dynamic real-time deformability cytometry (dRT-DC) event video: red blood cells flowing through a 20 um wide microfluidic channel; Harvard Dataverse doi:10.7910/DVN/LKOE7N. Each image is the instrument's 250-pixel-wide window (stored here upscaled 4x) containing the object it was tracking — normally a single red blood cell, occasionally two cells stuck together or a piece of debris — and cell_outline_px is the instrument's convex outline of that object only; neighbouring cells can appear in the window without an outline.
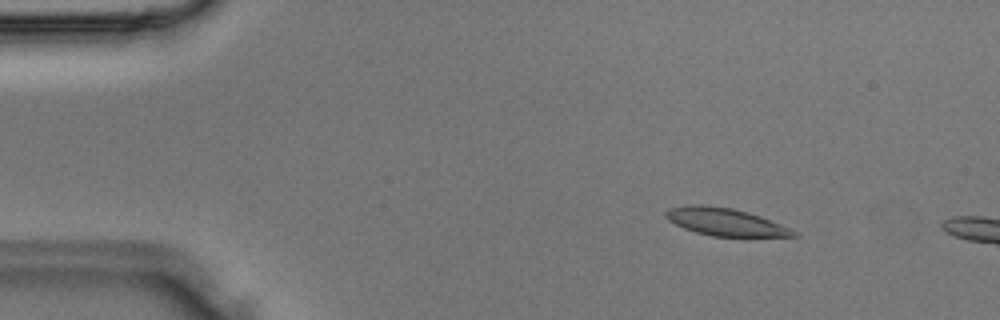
{"species": "Egyptian fruit bat (a non-hibernating species)", "species_latin": "Rousettus aegyptiacus", "temperature_condition": "room temperature", "stored_images_in_passage": 3, "camera_frame_rate_fps": 3000, "um_per_image_px": 0.085, "animal": {"sex": "male"}, "frame": {"image": 1, "passage_image": 1, "time_ms": 0.0, "image_size_px": [1000, 320], "cell_outline_px": [[800, 236], [712, 236], [696, 232], [684, 228], [668, 220], [664, 216], [664, 212], [668, 208], [692, 204], [700, 204], [732, 208], [748, 212], [760, 216], [780, 224], [796, 232]], "centroid_in_image_um": [61.59, 18.85], "position_along_channel_um": 23.4, "area_um2": 20.29}}